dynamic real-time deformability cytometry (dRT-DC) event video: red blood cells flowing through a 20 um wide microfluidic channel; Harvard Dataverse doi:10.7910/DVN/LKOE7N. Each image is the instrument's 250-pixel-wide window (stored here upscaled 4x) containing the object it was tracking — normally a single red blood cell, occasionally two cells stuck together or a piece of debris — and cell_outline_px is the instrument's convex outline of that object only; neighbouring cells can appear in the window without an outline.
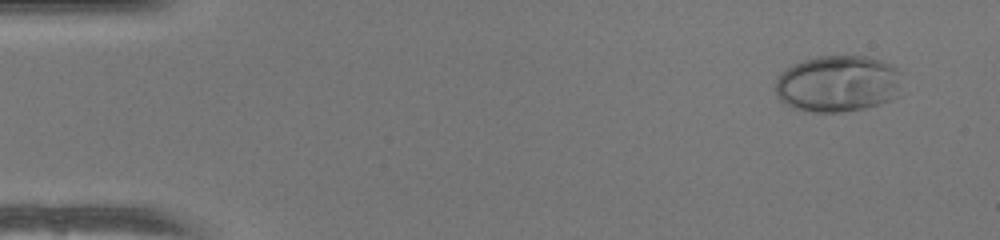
{"species": "human", "species_latin": "Homo sapiens", "temperature_condition": "warm", "stored_images_in_passage": 48, "camera_frame_rate_fps": 3000, "um_per_image_px": 0.085, "donor": {"sex": "female"}, "frame": {"image": 1, "passage_image": 1, "time_ms": 0.0, "image_size_px": [1000, 240], "cell_outline_px": [[900, 96], [864, 108], [840, 112], [812, 112], [796, 108], [780, 100], [776, 96], [776, 80], [792, 64], [816, 56], [864, 56], [880, 60], [892, 64], [900, 68]], "centroid_in_image_um": [71.25, 7.1], "position_along_channel_um": 13.7, "area_um2": 41.79}}
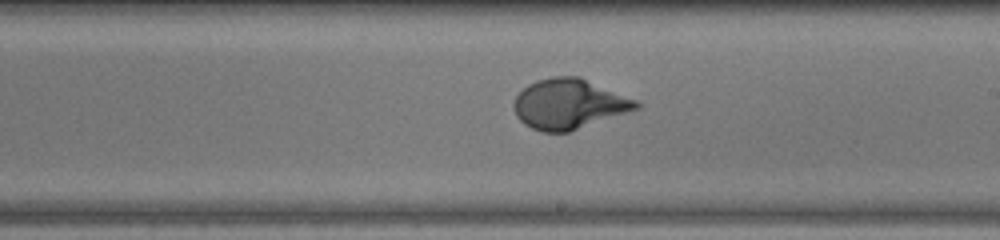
{"frame": {"image": 2, "passage_image": 27, "time_ms": 8.667, "image_size_px": [1000, 240], "cell_outline_px": [[640, 108], [568, 132], [544, 132], [532, 128], [524, 124], [516, 116], [512, 104], [516, 96], [528, 84], [536, 80], [552, 76], [580, 76], [636, 100], [640, 104]], "centroid_in_image_um": [48.34, 8.83], "position_along_channel_um": 240.7, "area_um2": 35.6}}
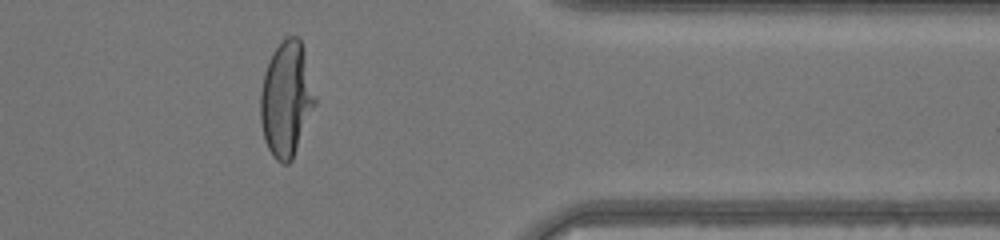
{"frame": {"image": 3, "passage_image": 39, "time_ms": 12.667, "image_size_px": [1000, 240], "cell_outline_px": [[316, 104], [292, 160], [288, 164], [284, 164], [276, 160], [272, 156], [264, 140], [260, 120], [260, 92], [264, 72], [268, 60], [272, 52], [288, 36], [296, 36], [300, 40], [304, 48], [316, 96]], "centroid_in_image_um": [24.34, 8.44], "position_along_channel_um": 387.1, "area_um2": 36.88}, "authors_computed_cell_mechanics": {"area_um2": 36.2406, "velocity_mm_per_s": 4.0857, "shape_relaxation_time_tau1_ms": 3.6708, "shape_relaxation_time_tau2_ms": null, "deformation_change_tau1": 0.2583, "deformation_change_tau2": null}}